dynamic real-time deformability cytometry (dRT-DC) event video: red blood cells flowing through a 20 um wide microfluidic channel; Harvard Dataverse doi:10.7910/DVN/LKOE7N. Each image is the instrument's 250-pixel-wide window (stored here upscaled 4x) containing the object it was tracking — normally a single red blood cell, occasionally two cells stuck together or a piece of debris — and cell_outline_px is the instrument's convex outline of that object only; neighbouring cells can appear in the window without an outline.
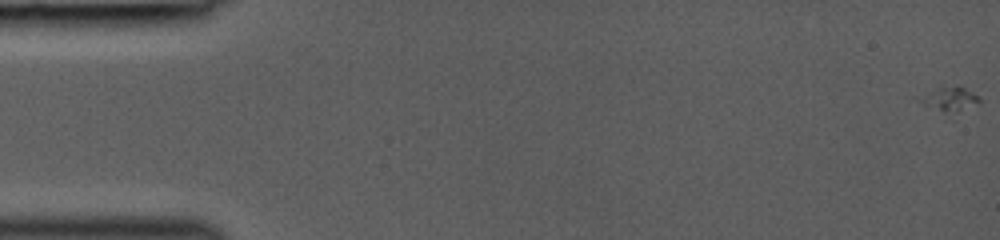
{"species": "common noctule bat (a hibernating species)", "species_latin": "Nyctalus noctula", "temperature_condition": "room temperature", "stored_images_in_passage": 45, "camera_frame_rate_fps": 3000, "um_per_image_px": 0.085, "animal": {"sex": "female", "body_mass_g": 19.0, "forearm_length_mm": 53.3}, "frame": {"image": 1, "passage_image": 1, "time_ms": 0.0, "image_size_px": [1000, 240], "cell_outline_px": [[980, 100], [976, 104], [952, 120], [916, 100], [916, 96], [940, 84], [960, 84], [980, 96]], "centroid_in_image_um": [80.68, 8.46], "position_along_channel_um": 4.3, "area_um2": 10.23}}
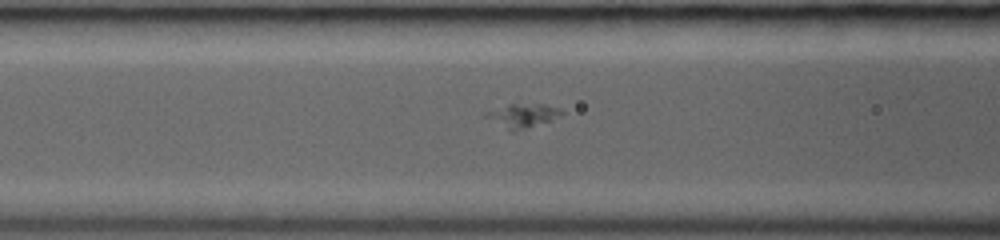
{"frame": {"image": 2, "passage_image": 20, "time_ms": 6.333, "image_size_px": [1000, 240], "cell_outline_px": [[564, 112], [548, 120], [512, 132], [484, 116], [484, 112], [508, 104], [544, 104], [560, 108]], "centroid_in_image_um": [44.36, 9.8], "position_along_channel_um": 122.2, "area_um2": 10.06}}
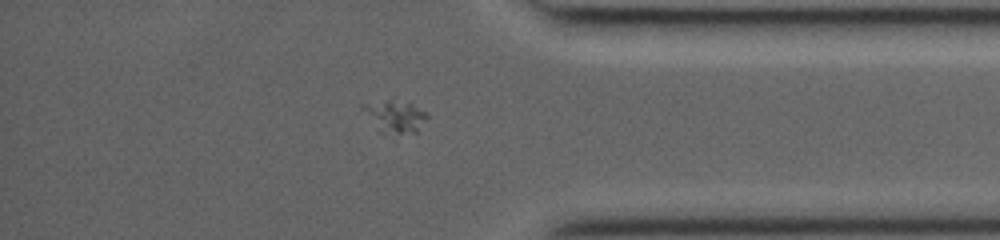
{"frame": {"image": 3, "passage_image": 39, "time_ms": 12.667, "image_size_px": [1000, 240], "cell_outline_px": [[428, 116], [416, 132], [396, 132], [360, 108], [360, 104], [388, 100], [412, 104], [424, 112]], "centroid_in_image_um": [33.69, 9.78], "position_along_channel_um": 401.5, "area_um2": 10.06}}